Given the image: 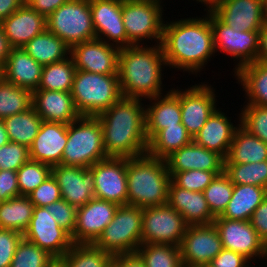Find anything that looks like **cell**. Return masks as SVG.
I'll return each instance as SVG.
<instances>
[{"label": "cell", "mask_w": 267, "mask_h": 267, "mask_svg": "<svg viewBox=\"0 0 267 267\" xmlns=\"http://www.w3.org/2000/svg\"><path fill=\"white\" fill-rule=\"evenodd\" d=\"M239 115L241 125L255 137L267 143V107L246 104Z\"/></svg>", "instance_id": "f6af8a7d"}, {"label": "cell", "mask_w": 267, "mask_h": 267, "mask_svg": "<svg viewBox=\"0 0 267 267\" xmlns=\"http://www.w3.org/2000/svg\"><path fill=\"white\" fill-rule=\"evenodd\" d=\"M96 117L102 126L107 157L135 158L147 154L148 139L142 99L122 96Z\"/></svg>", "instance_id": "7a4b0ae2"}, {"label": "cell", "mask_w": 267, "mask_h": 267, "mask_svg": "<svg viewBox=\"0 0 267 267\" xmlns=\"http://www.w3.org/2000/svg\"><path fill=\"white\" fill-rule=\"evenodd\" d=\"M233 186L234 184L223 172L216 175L203 191L208 207L215 218L221 216L226 209L232 196Z\"/></svg>", "instance_id": "b9f144b4"}, {"label": "cell", "mask_w": 267, "mask_h": 267, "mask_svg": "<svg viewBox=\"0 0 267 267\" xmlns=\"http://www.w3.org/2000/svg\"><path fill=\"white\" fill-rule=\"evenodd\" d=\"M94 169V197L127 205L125 157H107L91 166Z\"/></svg>", "instance_id": "e0dca14e"}, {"label": "cell", "mask_w": 267, "mask_h": 267, "mask_svg": "<svg viewBox=\"0 0 267 267\" xmlns=\"http://www.w3.org/2000/svg\"><path fill=\"white\" fill-rule=\"evenodd\" d=\"M23 234L0 228V267H10L18 244Z\"/></svg>", "instance_id": "f907efd6"}, {"label": "cell", "mask_w": 267, "mask_h": 267, "mask_svg": "<svg viewBox=\"0 0 267 267\" xmlns=\"http://www.w3.org/2000/svg\"><path fill=\"white\" fill-rule=\"evenodd\" d=\"M28 198L35 207H47L62 199L60 187L52 174L33 190L28 195Z\"/></svg>", "instance_id": "c3c4849f"}, {"label": "cell", "mask_w": 267, "mask_h": 267, "mask_svg": "<svg viewBox=\"0 0 267 267\" xmlns=\"http://www.w3.org/2000/svg\"><path fill=\"white\" fill-rule=\"evenodd\" d=\"M240 124L241 118H239V124L233 125L225 113L216 109L200 131L193 137V141L197 145L216 152L226 159L234 134Z\"/></svg>", "instance_id": "d4e9b609"}, {"label": "cell", "mask_w": 267, "mask_h": 267, "mask_svg": "<svg viewBox=\"0 0 267 267\" xmlns=\"http://www.w3.org/2000/svg\"><path fill=\"white\" fill-rule=\"evenodd\" d=\"M224 173L235 185H255L267 189V160L249 163H224Z\"/></svg>", "instance_id": "60d3db41"}, {"label": "cell", "mask_w": 267, "mask_h": 267, "mask_svg": "<svg viewBox=\"0 0 267 267\" xmlns=\"http://www.w3.org/2000/svg\"><path fill=\"white\" fill-rule=\"evenodd\" d=\"M209 9L235 31H260L267 23L265 0H215Z\"/></svg>", "instance_id": "5bb4252c"}, {"label": "cell", "mask_w": 267, "mask_h": 267, "mask_svg": "<svg viewBox=\"0 0 267 267\" xmlns=\"http://www.w3.org/2000/svg\"><path fill=\"white\" fill-rule=\"evenodd\" d=\"M55 262L57 260L46 250L23 237L17 246L10 267H52Z\"/></svg>", "instance_id": "7bdbcfd3"}, {"label": "cell", "mask_w": 267, "mask_h": 267, "mask_svg": "<svg viewBox=\"0 0 267 267\" xmlns=\"http://www.w3.org/2000/svg\"><path fill=\"white\" fill-rule=\"evenodd\" d=\"M32 107L46 122L69 124L81 116L71 92L37 89L32 92Z\"/></svg>", "instance_id": "cb8c5ba5"}, {"label": "cell", "mask_w": 267, "mask_h": 267, "mask_svg": "<svg viewBox=\"0 0 267 267\" xmlns=\"http://www.w3.org/2000/svg\"><path fill=\"white\" fill-rule=\"evenodd\" d=\"M142 214L140 207L118 206L114 218L93 245L113 256L136 253L142 244Z\"/></svg>", "instance_id": "52a82bcc"}, {"label": "cell", "mask_w": 267, "mask_h": 267, "mask_svg": "<svg viewBox=\"0 0 267 267\" xmlns=\"http://www.w3.org/2000/svg\"><path fill=\"white\" fill-rule=\"evenodd\" d=\"M25 0H0V22L15 12Z\"/></svg>", "instance_id": "6f0895ef"}, {"label": "cell", "mask_w": 267, "mask_h": 267, "mask_svg": "<svg viewBox=\"0 0 267 267\" xmlns=\"http://www.w3.org/2000/svg\"><path fill=\"white\" fill-rule=\"evenodd\" d=\"M249 264L251 262L242 254L223 248L206 267H251Z\"/></svg>", "instance_id": "816d5d0a"}, {"label": "cell", "mask_w": 267, "mask_h": 267, "mask_svg": "<svg viewBox=\"0 0 267 267\" xmlns=\"http://www.w3.org/2000/svg\"><path fill=\"white\" fill-rule=\"evenodd\" d=\"M119 51V48L95 38L73 45L70 56L76 70L97 74H118Z\"/></svg>", "instance_id": "ffe728a7"}, {"label": "cell", "mask_w": 267, "mask_h": 267, "mask_svg": "<svg viewBox=\"0 0 267 267\" xmlns=\"http://www.w3.org/2000/svg\"><path fill=\"white\" fill-rule=\"evenodd\" d=\"M118 204L92 198L77 208L76 226L71 239L74 244H93L114 218Z\"/></svg>", "instance_id": "ac0fdd59"}, {"label": "cell", "mask_w": 267, "mask_h": 267, "mask_svg": "<svg viewBox=\"0 0 267 267\" xmlns=\"http://www.w3.org/2000/svg\"><path fill=\"white\" fill-rule=\"evenodd\" d=\"M9 142V138L6 132V128L3 120H0V147L7 144Z\"/></svg>", "instance_id": "94428289"}, {"label": "cell", "mask_w": 267, "mask_h": 267, "mask_svg": "<svg viewBox=\"0 0 267 267\" xmlns=\"http://www.w3.org/2000/svg\"><path fill=\"white\" fill-rule=\"evenodd\" d=\"M250 222L256 230L260 240L267 247V197L266 199L254 210Z\"/></svg>", "instance_id": "db71d44e"}, {"label": "cell", "mask_w": 267, "mask_h": 267, "mask_svg": "<svg viewBox=\"0 0 267 267\" xmlns=\"http://www.w3.org/2000/svg\"><path fill=\"white\" fill-rule=\"evenodd\" d=\"M224 171L187 170L182 172H169L171 181L178 187L203 192L216 175Z\"/></svg>", "instance_id": "bcb514c9"}, {"label": "cell", "mask_w": 267, "mask_h": 267, "mask_svg": "<svg viewBox=\"0 0 267 267\" xmlns=\"http://www.w3.org/2000/svg\"><path fill=\"white\" fill-rule=\"evenodd\" d=\"M16 173L20 195L28 196L52 174V167L29 159Z\"/></svg>", "instance_id": "ee69618b"}, {"label": "cell", "mask_w": 267, "mask_h": 267, "mask_svg": "<svg viewBox=\"0 0 267 267\" xmlns=\"http://www.w3.org/2000/svg\"><path fill=\"white\" fill-rule=\"evenodd\" d=\"M136 254L146 267H183L180 247L170 244H141Z\"/></svg>", "instance_id": "ab89813d"}, {"label": "cell", "mask_w": 267, "mask_h": 267, "mask_svg": "<svg viewBox=\"0 0 267 267\" xmlns=\"http://www.w3.org/2000/svg\"><path fill=\"white\" fill-rule=\"evenodd\" d=\"M127 205L154 207L168 202L171 175L166 160L148 154L126 158Z\"/></svg>", "instance_id": "277c9868"}, {"label": "cell", "mask_w": 267, "mask_h": 267, "mask_svg": "<svg viewBox=\"0 0 267 267\" xmlns=\"http://www.w3.org/2000/svg\"><path fill=\"white\" fill-rule=\"evenodd\" d=\"M265 3H266V13H267V0H265Z\"/></svg>", "instance_id": "003e7915"}, {"label": "cell", "mask_w": 267, "mask_h": 267, "mask_svg": "<svg viewBox=\"0 0 267 267\" xmlns=\"http://www.w3.org/2000/svg\"><path fill=\"white\" fill-rule=\"evenodd\" d=\"M264 160H267V143L255 137L240 124L224 163L249 164Z\"/></svg>", "instance_id": "4dcf8cb0"}, {"label": "cell", "mask_w": 267, "mask_h": 267, "mask_svg": "<svg viewBox=\"0 0 267 267\" xmlns=\"http://www.w3.org/2000/svg\"><path fill=\"white\" fill-rule=\"evenodd\" d=\"M105 158L103 131L97 117L80 116L67 124V144L61 165L91 167Z\"/></svg>", "instance_id": "8992f818"}, {"label": "cell", "mask_w": 267, "mask_h": 267, "mask_svg": "<svg viewBox=\"0 0 267 267\" xmlns=\"http://www.w3.org/2000/svg\"><path fill=\"white\" fill-rule=\"evenodd\" d=\"M71 95L81 116L96 117L122 97L118 74L76 70Z\"/></svg>", "instance_id": "5b68a950"}, {"label": "cell", "mask_w": 267, "mask_h": 267, "mask_svg": "<svg viewBox=\"0 0 267 267\" xmlns=\"http://www.w3.org/2000/svg\"><path fill=\"white\" fill-rule=\"evenodd\" d=\"M168 172L187 170L224 171L225 159L216 152L197 145L194 141L174 151L166 159Z\"/></svg>", "instance_id": "4316f807"}, {"label": "cell", "mask_w": 267, "mask_h": 267, "mask_svg": "<svg viewBox=\"0 0 267 267\" xmlns=\"http://www.w3.org/2000/svg\"><path fill=\"white\" fill-rule=\"evenodd\" d=\"M11 51V46L4 34L3 28L0 25V68L2 69L7 60V56Z\"/></svg>", "instance_id": "91938a15"}, {"label": "cell", "mask_w": 267, "mask_h": 267, "mask_svg": "<svg viewBox=\"0 0 267 267\" xmlns=\"http://www.w3.org/2000/svg\"><path fill=\"white\" fill-rule=\"evenodd\" d=\"M143 1H153V2H157V3H162V0H143Z\"/></svg>", "instance_id": "e7e4bbea"}, {"label": "cell", "mask_w": 267, "mask_h": 267, "mask_svg": "<svg viewBox=\"0 0 267 267\" xmlns=\"http://www.w3.org/2000/svg\"><path fill=\"white\" fill-rule=\"evenodd\" d=\"M179 247L183 267H206L223 249L214 224L188 225Z\"/></svg>", "instance_id": "7c38bea8"}, {"label": "cell", "mask_w": 267, "mask_h": 267, "mask_svg": "<svg viewBox=\"0 0 267 267\" xmlns=\"http://www.w3.org/2000/svg\"><path fill=\"white\" fill-rule=\"evenodd\" d=\"M0 25L11 48H22L47 29L46 17L34 11L27 3L3 19Z\"/></svg>", "instance_id": "7402d4cb"}, {"label": "cell", "mask_w": 267, "mask_h": 267, "mask_svg": "<svg viewBox=\"0 0 267 267\" xmlns=\"http://www.w3.org/2000/svg\"><path fill=\"white\" fill-rule=\"evenodd\" d=\"M32 107V92L0 78V120Z\"/></svg>", "instance_id": "f35d334b"}, {"label": "cell", "mask_w": 267, "mask_h": 267, "mask_svg": "<svg viewBox=\"0 0 267 267\" xmlns=\"http://www.w3.org/2000/svg\"><path fill=\"white\" fill-rule=\"evenodd\" d=\"M160 3L143 0H122V18L127 33V46L143 40L161 43L164 13Z\"/></svg>", "instance_id": "9c48e42d"}, {"label": "cell", "mask_w": 267, "mask_h": 267, "mask_svg": "<svg viewBox=\"0 0 267 267\" xmlns=\"http://www.w3.org/2000/svg\"><path fill=\"white\" fill-rule=\"evenodd\" d=\"M113 267H146L145 263L136 254L116 255L113 258Z\"/></svg>", "instance_id": "9f6ffc18"}, {"label": "cell", "mask_w": 267, "mask_h": 267, "mask_svg": "<svg viewBox=\"0 0 267 267\" xmlns=\"http://www.w3.org/2000/svg\"><path fill=\"white\" fill-rule=\"evenodd\" d=\"M131 45L122 48L118 55V78L123 97L153 98L161 93L162 69L167 66L160 44ZM143 97V98H142Z\"/></svg>", "instance_id": "3957f363"}, {"label": "cell", "mask_w": 267, "mask_h": 267, "mask_svg": "<svg viewBox=\"0 0 267 267\" xmlns=\"http://www.w3.org/2000/svg\"><path fill=\"white\" fill-rule=\"evenodd\" d=\"M209 19L215 52L218 50L237 60L234 72L243 65L257 61L259 31H235L222 22L210 9Z\"/></svg>", "instance_id": "8fae6325"}, {"label": "cell", "mask_w": 267, "mask_h": 267, "mask_svg": "<svg viewBox=\"0 0 267 267\" xmlns=\"http://www.w3.org/2000/svg\"><path fill=\"white\" fill-rule=\"evenodd\" d=\"M46 208L59 226L72 236L76 226L77 207L61 199L48 205Z\"/></svg>", "instance_id": "681fc988"}, {"label": "cell", "mask_w": 267, "mask_h": 267, "mask_svg": "<svg viewBox=\"0 0 267 267\" xmlns=\"http://www.w3.org/2000/svg\"><path fill=\"white\" fill-rule=\"evenodd\" d=\"M68 0H25L28 6L46 18Z\"/></svg>", "instance_id": "11a10c76"}, {"label": "cell", "mask_w": 267, "mask_h": 267, "mask_svg": "<svg viewBox=\"0 0 267 267\" xmlns=\"http://www.w3.org/2000/svg\"><path fill=\"white\" fill-rule=\"evenodd\" d=\"M35 206L28 196H17L0 202V228L21 234L28 229Z\"/></svg>", "instance_id": "d590c367"}, {"label": "cell", "mask_w": 267, "mask_h": 267, "mask_svg": "<svg viewBox=\"0 0 267 267\" xmlns=\"http://www.w3.org/2000/svg\"><path fill=\"white\" fill-rule=\"evenodd\" d=\"M75 72L71 56L63 61L43 66L38 89L71 92Z\"/></svg>", "instance_id": "74e56055"}, {"label": "cell", "mask_w": 267, "mask_h": 267, "mask_svg": "<svg viewBox=\"0 0 267 267\" xmlns=\"http://www.w3.org/2000/svg\"><path fill=\"white\" fill-rule=\"evenodd\" d=\"M192 141V136L182 123L177 124V126H167L148 142L147 154L165 160L174 151L190 144Z\"/></svg>", "instance_id": "e575fe53"}, {"label": "cell", "mask_w": 267, "mask_h": 267, "mask_svg": "<svg viewBox=\"0 0 267 267\" xmlns=\"http://www.w3.org/2000/svg\"><path fill=\"white\" fill-rule=\"evenodd\" d=\"M267 189L255 185H235L223 214L216 218L250 221L254 210L266 199Z\"/></svg>", "instance_id": "f546056e"}, {"label": "cell", "mask_w": 267, "mask_h": 267, "mask_svg": "<svg viewBox=\"0 0 267 267\" xmlns=\"http://www.w3.org/2000/svg\"><path fill=\"white\" fill-rule=\"evenodd\" d=\"M113 258L93 244H73L58 262L62 267H113Z\"/></svg>", "instance_id": "8d00e7d4"}, {"label": "cell", "mask_w": 267, "mask_h": 267, "mask_svg": "<svg viewBox=\"0 0 267 267\" xmlns=\"http://www.w3.org/2000/svg\"><path fill=\"white\" fill-rule=\"evenodd\" d=\"M215 0H209V7L213 4Z\"/></svg>", "instance_id": "03108f58"}, {"label": "cell", "mask_w": 267, "mask_h": 267, "mask_svg": "<svg viewBox=\"0 0 267 267\" xmlns=\"http://www.w3.org/2000/svg\"><path fill=\"white\" fill-rule=\"evenodd\" d=\"M167 203L182 215L187 225H209L215 219L203 192L180 188L172 181L168 187Z\"/></svg>", "instance_id": "484cf974"}, {"label": "cell", "mask_w": 267, "mask_h": 267, "mask_svg": "<svg viewBox=\"0 0 267 267\" xmlns=\"http://www.w3.org/2000/svg\"><path fill=\"white\" fill-rule=\"evenodd\" d=\"M171 90L180 99L182 124L193 138L217 109L215 89L201 83L185 88L184 91Z\"/></svg>", "instance_id": "9a60e30c"}, {"label": "cell", "mask_w": 267, "mask_h": 267, "mask_svg": "<svg viewBox=\"0 0 267 267\" xmlns=\"http://www.w3.org/2000/svg\"><path fill=\"white\" fill-rule=\"evenodd\" d=\"M67 144V124L43 121L29 147L30 159L51 167L59 165Z\"/></svg>", "instance_id": "603a6c76"}, {"label": "cell", "mask_w": 267, "mask_h": 267, "mask_svg": "<svg viewBox=\"0 0 267 267\" xmlns=\"http://www.w3.org/2000/svg\"><path fill=\"white\" fill-rule=\"evenodd\" d=\"M148 100L151 105H145V122L149 142L160 130L182 123V118L180 99L172 90Z\"/></svg>", "instance_id": "f1b7e54d"}, {"label": "cell", "mask_w": 267, "mask_h": 267, "mask_svg": "<svg viewBox=\"0 0 267 267\" xmlns=\"http://www.w3.org/2000/svg\"><path fill=\"white\" fill-rule=\"evenodd\" d=\"M197 2H201L202 4H204V6H206L207 8H209V0H196Z\"/></svg>", "instance_id": "6125c7cd"}, {"label": "cell", "mask_w": 267, "mask_h": 267, "mask_svg": "<svg viewBox=\"0 0 267 267\" xmlns=\"http://www.w3.org/2000/svg\"><path fill=\"white\" fill-rule=\"evenodd\" d=\"M52 267H62V265L57 261Z\"/></svg>", "instance_id": "be15d7a7"}, {"label": "cell", "mask_w": 267, "mask_h": 267, "mask_svg": "<svg viewBox=\"0 0 267 267\" xmlns=\"http://www.w3.org/2000/svg\"><path fill=\"white\" fill-rule=\"evenodd\" d=\"M20 196L17 173L11 170H0V202Z\"/></svg>", "instance_id": "f5cc1de1"}, {"label": "cell", "mask_w": 267, "mask_h": 267, "mask_svg": "<svg viewBox=\"0 0 267 267\" xmlns=\"http://www.w3.org/2000/svg\"><path fill=\"white\" fill-rule=\"evenodd\" d=\"M245 91L247 104L267 107V64L252 62L234 72Z\"/></svg>", "instance_id": "d6a6232c"}, {"label": "cell", "mask_w": 267, "mask_h": 267, "mask_svg": "<svg viewBox=\"0 0 267 267\" xmlns=\"http://www.w3.org/2000/svg\"><path fill=\"white\" fill-rule=\"evenodd\" d=\"M187 226L182 215L168 203L143 208L142 244H170L179 247Z\"/></svg>", "instance_id": "30bf717a"}, {"label": "cell", "mask_w": 267, "mask_h": 267, "mask_svg": "<svg viewBox=\"0 0 267 267\" xmlns=\"http://www.w3.org/2000/svg\"><path fill=\"white\" fill-rule=\"evenodd\" d=\"M224 249L242 254L250 262L252 259H267V247L260 240L250 221L215 218L213 221Z\"/></svg>", "instance_id": "2e32d148"}, {"label": "cell", "mask_w": 267, "mask_h": 267, "mask_svg": "<svg viewBox=\"0 0 267 267\" xmlns=\"http://www.w3.org/2000/svg\"><path fill=\"white\" fill-rule=\"evenodd\" d=\"M29 159V148L25 145L8 142L0 147V170L17 171Z\"/></svg>", "instance_id": "7dc6e473"}, {"label": "cell", "mask_w": 267, "mask_h": 267, "mask_svg": "<svg viewBox=\"0 0 267 267\" xmlns=\"http://www.w3.org/2000/svg\"><path fill=\"white\" fill-rule=\"evenodd\" d=\"M257 61L267 64V23L259 31V51Z\"/></svg>", "instance_id": "680465c9"}, {"label": "cell", "mask_w": 267, "mask_h": 267, "mask_svg": "<svg viewBox=\"0 0 267 267\" xmlns=\"http://www.w3.org/2000/svg\"><path fill=\"white\" fill-rule=\"evenodd\" d=\"M89 6L96 38L119 49L126 48L127 33L122 18V0H89Z\"/></svg>", "instance_id": "d6986e66"}, {"label": "cell", "mask_w": 267, "mask_h": 267, "mask_svg": "<svg viewBox=\"0 0 267 267\" xmlns=\"http://www.w3.org/2000/svg\"><path fill=\"white\" fill-rule=\"evenodd\" d=\"M52 175L60 187L61 197L75 207L84 206L94 198V169L72 165L52 167Z\"/></svg>", "instance_id": "44dd1931"}, {"label": "cell", "mask_w": 267, "mask_h": 267, "mask_svg": "<svg viewBox=\"0 0 267 267\" xmlns=\"http://www.w3.org/2000/svg\"><path fill=\"white\" fill-rule=\"evenodd\" d=\"M206 17L164 21L161 47L167 66L197 74L214 56L215 47L209 19ZM207 62V63H206Z\"/></svg>", "instance_id": "6da1fadb"}, {"label": "cell", "mask_w": 267, "mask_h": 267, "mask_svg": "<svg viewBox=\"0 0 267 267\" xmlns=\"http://www.w3.org/2000/svg\"><path fill=\"white\" fill-rule=\"evenodd\" d=\"M22 49L42 66L65 60L71 51V47L47 29L27 42Z\"/></svg>", "instance_id": "1f68e13d"}, {"label": "cell", "mask_w": 267, "mask_h": 267, "mask_svg": "<svg viewBox=\"0 0 267 267\" xmlns=\"http://www.w3.org/2000/svg\"><path fill=\"white\" fill-rule=\"evenodd\" d=\"M42 69L43 66L22 48H11L1 75L6 81L34 92L40 84Z\"/></svg>", "instance_id": "83f0119b"}, {"label": "cell", "mask_w": 267, "mask_h": 267, "mask_svg": "<svg viewBox=\"0 0 267 267\" xmlns=\"http://www.w3.org/2000/svg\"><path fill=\"white\" fill-rule=\"evenodd\" d=\"M3 122L9 142L22 144L29 148L38 135L43 120L31 107L22 113L3 119Z\"/></svg>", "instance_id": "836d02e7"}, {"label": "cell", "mask_w": 267, "mask_h": 267, "mask_svg": "<svg viewBox=\"0 0 267 267\" xmlns=\"http://www.w3.org/2000/svg\"><path fill=\"white\" fill-rule=\"evenodd\" d=\"M23 237L46 250L57 261L73 246L71 235L61 228L46 207H35Z\"/></svg>", "instance_id": "4fadbf2b"}, {"label": "cell", "mask_w": 267, "mask_h": 267, "mask_svg": "<svg viewBox=\"0 0 267 267\" xmlns=\"http://www.w3.org/2000/svg\"><path fill=\"white\" fill-rule=\"evenodd\" d=\"M47 30L69 47L96 38L89 0H68L46 18Z\"/></svg>", "instance_id": "ba28073f"}]
</instances>
